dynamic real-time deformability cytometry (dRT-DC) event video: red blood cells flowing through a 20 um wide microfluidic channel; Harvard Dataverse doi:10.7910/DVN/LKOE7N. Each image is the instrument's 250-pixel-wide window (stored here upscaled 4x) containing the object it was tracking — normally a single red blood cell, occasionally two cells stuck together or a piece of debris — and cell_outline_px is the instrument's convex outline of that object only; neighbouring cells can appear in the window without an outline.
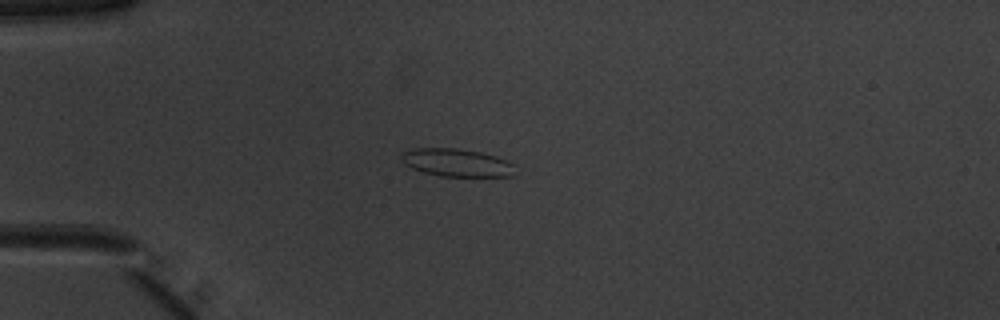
{"species": "common noctule bat (a hibernating species)", "species_latin": "Nyctalus noctula", "temperature_condition": "warm", "stored_images_in_passage": 38, "camera_frame_rate_fps": 3000, "um_per_image_px": 0.085, "animal": {"sex": "male", "body_mass_g": 20.1, "forearm_length_mm": 53.5}, "frame": {"image": 1, "passage_image": 1, "time_ms": 0.0, "image_size_px": [1000, 320], "cell_outline_px": [[512, 176], [440, 176], [424, 172], [412, 168], [404, 164], [400, 160], [400, 152], [412, 148], [456, 148], [480, 152], [496, 156], [508, 160], [512, 164]], "centroid_in_image_um": [38.74, 13.81], "position_along_channel_um": 46.3, "area_um2": 18.44}}
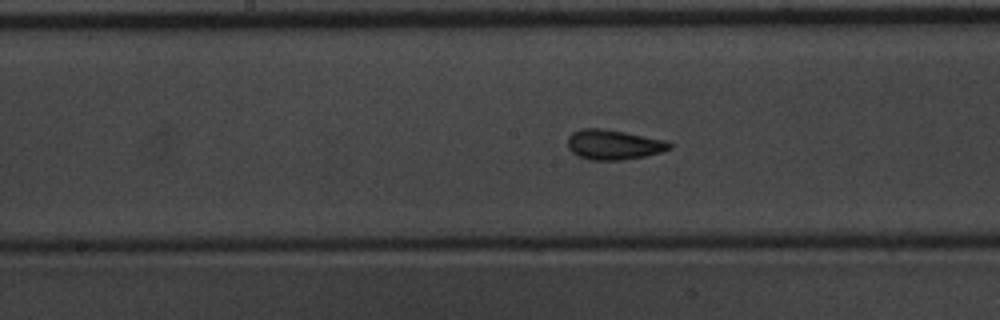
{"frame": {"image": 2, "passage_image": 14, "time_ms": 4.333, "image_size_px": [1000, 320], "cell_outline_px": [[672, 148], [660, 152], [644, 156], [620, 160], [588, 160], [572, 152], [568, 148], [568, 136], [572, 132], [580, 128], [600, 128], [624, 132], [668, 140], [672, 144]], "centroid_in_image_um": [52.15, 12.29], "position_along_channel_um": 196.0, "area_um2": 17.8}}
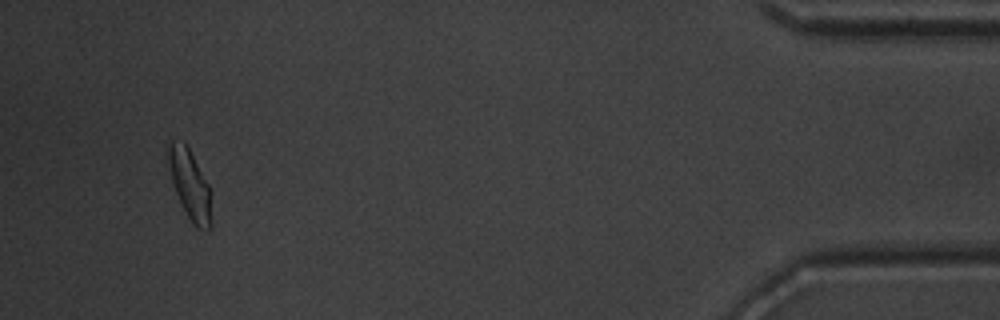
{"frame": {"image": 3, "passage_image": 36, "time_ms": 11.667, "image_size_px": [1000, 320], "cell_outline_px": [[212, 228], [196, 228], [192, 224], [176, 192], [164, 156], [164, 144], [172, 140], [184, 144], [188, 148], [208, 184], [212, 220]], "centroid_in_image_um": [16.07, 15.63], "position_along_channel_um": 419.1, "area_um2": 17.46}, "authors_computed_cell_mechanics": {"area_um2": 17.0799, "velocity_mm_per_s": 3.9638, "shape_relaxation_time_tau1_ms": 2.8365, "shape_relaxation_time_tau2_ms": 0.8838, "deformation_change_tau1": 0.1114, "deformation_change_tau2": 0.053}}